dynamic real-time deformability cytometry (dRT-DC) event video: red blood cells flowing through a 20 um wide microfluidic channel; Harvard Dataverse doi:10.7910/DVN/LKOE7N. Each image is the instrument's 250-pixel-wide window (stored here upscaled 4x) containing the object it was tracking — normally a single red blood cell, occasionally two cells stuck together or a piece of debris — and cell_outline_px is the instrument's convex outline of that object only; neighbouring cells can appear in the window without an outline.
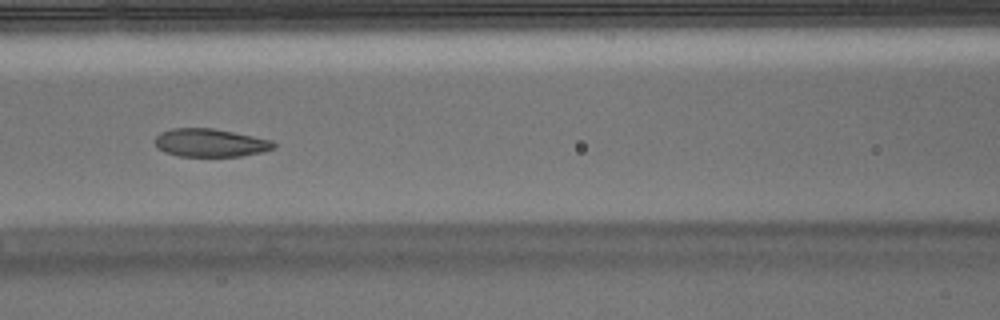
{"species": "Egyptian fruit bat (a non-hibernating species)", "species_latin": "Rousettus aegyptiacus", "temperature_condition": "warm", "stored_images_in_passage": 53, "segment_of_instrument_passage": [1, 2], "camera_frame_rate_fps": 3000, "um_per_image_px": 0.085, "animal": {"sex": "male"}, "frame": {"image": 1, "passage_image": 23, "time_ms": 7.333, "image_size_px": [1000, 320], "cell_outline_px": [[276, 148], [260, 152], [240, 156], [180, 156], [164, 152], [152, 140], [160, 132], [172, 128], [212, 128], [272, 140], [276, 144]], "centroid_in_image_um": [17.85, 12.13], "position_along_channel_um": 148.7, "area_um2": 19.36}}